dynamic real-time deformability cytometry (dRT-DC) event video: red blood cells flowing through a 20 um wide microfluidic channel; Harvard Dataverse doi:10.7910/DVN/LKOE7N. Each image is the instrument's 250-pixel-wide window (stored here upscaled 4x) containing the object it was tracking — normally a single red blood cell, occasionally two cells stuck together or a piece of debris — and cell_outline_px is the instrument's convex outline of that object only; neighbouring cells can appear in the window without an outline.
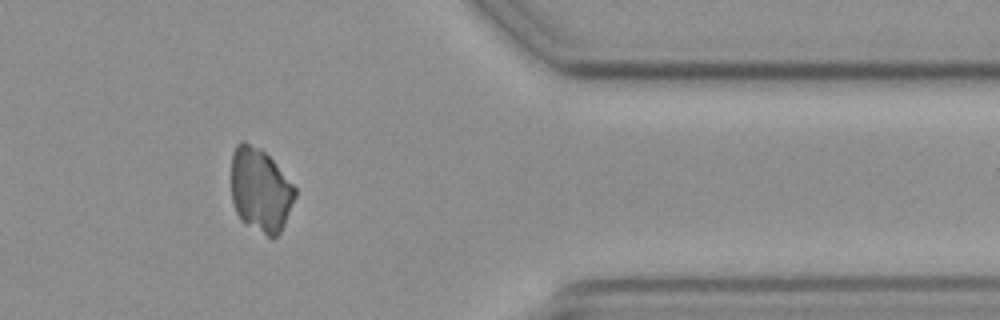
{"species": "common noctule bat (a hibernating species)", "species_latin": "Nyctalus noctula", "temperature_condition": "cold", "stored_images_in_passage": 47, "camera_frame_rate_fps": 3000, "um_per_image_px": 0.085, "animal": {"sex": "female", "body_mass_g": 19.3, "forearm_length_mm": 54.1}, "frame": {"image": 1, "passage_image": 39, "time_ms": 12.667, "image_size_px": [1000, 320], "cell_outline_px": [[296, 196], [284, 224], [280, 232], [272, 240], [244, 224], [240, 220], [236, 212], [232, 200], [232, 152], [236, 144], [240, 140], [244, 140], [260, 148], [272, 160], [296, 188]], "centroid_in_image_um": [22.11, 16.18], "position_along_channel_um": 389.3, "area_um2": 31.39}}